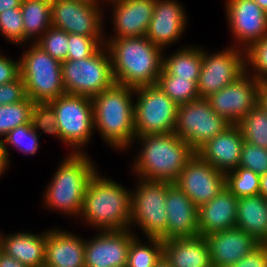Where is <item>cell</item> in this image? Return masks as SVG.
Segmentation results:
<instances>
[{"label":"cell","instance_id":"obj_1","mask_svg":"<svg viewBox=\"0 0 267 267\" xmlns=\"http://www.w3.org/2000/svg\"><path fill=\"white\" fill-rule=\"evenodd\" d=\"M114 82L137 88L156 84L163 65L164 50L146 36L107 38Z\"/></svg>","mask_w":267,"mask_h":267},{"label":"cell","instance_id":"obj_2","mask_svg":"<svg viewBox=\"0 0 267 267\" xmlns=\"http://www.w3.org/2000/svg\"><path fill=\"white\" fill-rule=\"evenodd\" d=\"M142 146L133 163L138 179L174 183L196 153L174 132L136 136ZM138 138V139H137Z\"/></svg>","mask_w":267,"mask_h":267},{"label":"cell","instance_id":"obj_3","mask_svg":"<svg viewBox=\"0 0 267 267\" xmlns=\"http://www.w3.org/2000/svg\"><path fill=\"white\" fill-rule=\"evenodd\" d=\"M133 95L134 88L114 83L91 98L94 129L111 148L125 150L136 137Z\"/></svg>","mask_w":267,"mask_h":267},{"label":"cell","instance_id":"obj_4","mask_svg":"<svg viewBox=\"0 0 267 267\" xmlns=\"http://www.w3.org/2000/svg\"><path fill=\"white\" fill-rule=\"evenodd\" d=\"M80 217L100 231L130 229L131 191L96 172L87 185Z\"/></svg>","mask_w":267,"mask_h":267},{"label":"cell","instance_id":"obj_5","mask_svg":"<svg viewBox=\"0 0 267 267\" xmlns=\"http://www.w3.org/2000/svg\"><path fill=\"white\" fill-rule=\"evenodd\" d=\"M67 156L47 186L44 204L76 218L81 214L87 185L97 170L86 153L71 152Z\"/></svg>","mask_w":267,"mask_h":267},{"label":"cell","instance_id":"obj_6","mask_svg":"<svg viewBox=\"0 0 267 267\" xmlns=\"http://www.w3.org/2000/svg\"><path fill=\"white\" fill-rule=\"evenodd\" d=\"M20 58V76L27 97L36 102H49L65 94L62 63L51 57L35 42Z\"/></svg>","mask_w":267,"mask_h":267},{"label":"cell","instance_id":"obj_7","mask_svg":"<svg viewBox=\"0 0 267 267\" xmlns=\"http://www.w3.org/2000/svg\"><path fill=\"white\" fill-rule=\"evenodd\" d=\"M61 69L67 94L92 98L115 83L111 56L106 45L85 59L78 61L67 59L62 62Z\"/></svg>","mask_w":267,"mask_h":267},{"label":"cell","instance_id":"obj_8","mask_svg":"<svg viewBox=\"0 0 267 267\" xmlns=\"http://www.w3.org/2000/svg\"><path fill=\"white\" fill-rule=\"evenodd\" d=\"M137 184L135 191H131L130 229L136 223L146 238L162 240L167 227L166 196L173 183L140 179Z\"/></svg>","mask_w":267,"mask_h":267},{"label":"cell","instance_id":"obj_9","mask_svg":"<svg viewBox=\"0 0 267 267\" xmlns=\"http://www.w3.org/2000/svg\"><path fill=\"white\" fill-rule=\"evenodd\" d=\"M136 136L174 132L178 105L157 84L134 88Z\"/></svg>","mask_w":267,"mask_h":267},{"label":"cell","instance_id":"obj_10","mask_svg":"<svg viewBox=\"0 0 267 267\" xmlns=\"http://www.w3.org/2000/svg\"><path fill=\"white\" fill-rule=\"evenodd\" d=\"M49 103L56 112L61 141L75 148L72 153H84L82 147L89 144L95 130L92 99L65 93Z\"/></svg>","mask_w":267,"mask_h":267},{"label":"cell","instance_id":"obj_11","mask_svg":"<svg viewBox=\"0 0 267 267\" xmlns=\"http://www.w3.org/2000/svg\"><path fill=\"white\" fill-rule=\"evenodd\" d=\"M230 125L210 106L206 98H198L178 106L174 133L195 152Z\"/></svg>","mask_w":267,"mask_h":267},{"label":"cell","instance_id":"obj_12","mask_svg":"<svg viewBox=\"0 0 267 267\" xmlns=\"http://www.w3.org/2000/svg\"><path fill=\"white\" fill-rule=\"evenodd\" d=\"M202 48V67L197 87L200 98H207L233 83L246 72L245 50L234 47L208 54Z\"/></svg>","mask_w":267,"mask_h":267},{"label":"cell","instance_id":"obj_13","mask_svg":"<svg viewBox=\"0 0 267 267\" xmlns=\"http://www.w3.org/2000/svg\"><path fill=\"white\" fill-rule=\"evenodd\" d=\"M262 86L252 74L245 72L233 83L206 99L219 116L230 124H238L258 105V94Z\"/></svg>","mask_w":267,"mask_h":267},{"label":"cell","instance_id":"obj_14","mask_svg":"<svg viewBox=\"0 0 267 267\" xmlns=\"http://www.w3.org/2000/svg\"><path fill=\"white\" fill-rule=\"evenodd\" d=\"M101 7L76 0H51L52 26L68 34L103 37Z\"/></svg>","mask_w":267,"mask_h":267},{"label":"cell","instance_id":"obj_15","mask_svg":"<svg viewBox=\"0 0 267 267\" xmlns=\"http://www.w3.org/2000/svg\"><path fill=\"white\" fill-rule=\"evenodd\" d=\"M174 183L199 208L225 188V173L215 169L195 153Z\"/></svg>","mask_w":267,"mask_h":267},{"label":"cell","instance_id":"obj_16","mask_svg":"<svg viewBox=\"0 0 267 267\" xmlns=\"http://www.w3.org/2000/svg\"><path fill=\"white\" fill-rule=\"evenodd\" d=\"M225 10L236 47L246 50L267 35V13L254 0H227Z\"/></svg>","mask_w":267,"mask_h":267},{"label":"cell","instance_id":"obj_17","mask_svg":"<svg viewBox=\"0 0 267 267\" xmlns=\"http://www.w3.org/2000/svg\"><path fill=\"white\" fill-rule=\"evenodd\" d=\"M133 229L98 231L85 240V267H126Z\"/></svg>","mask_w":267,"mask_h":267},{"label":"cell","instance_id":"obj_18","mask_svg":"<svg viewBox=\"0 0 267 267\" xmlns=\"http://www.w3.org/2000/svg\"><path fill=\"white\" fill-rule=\"evenodd\" d=\"M185 14L184 7L175 0H155L146 37L162 49L175 43L186 28Z\"/></svg>","mask_w":267,"mask_h":267},{"label":"cell","instance_id":"obj_19","mask_svg":"<svg viewBox=\"0 0 267 267\" xmlns=\"http://www.w3.org/2000/svg\"><path fill=\"white\" fill-rule=\"evenodd\" d=\"M212 267H229L251 253L261 243L238 227L205 236Z\"/></svg>","mask_w":267,"mask_h":267},{"label":"cell","instance_id":"obj_20","mask_svg":"<svg viewBox=\"0 0 267 267\" xmlns=\"http://www.w3.org/2000/svg\"><path fill=\"white\" fill-rule=\"evenodd\" d=\"M165 206L167 227L162 240L199 235L198 207L175 183L168 188Z\"/></svg>","mask_w":267,"mask_h":267},{"label":"cell","instance_id":"obj_21","mask_svg":"<svg viewBox=\"0 0 267 267\" xmlns=\"http://www.w3.org/2000/svg\"><path fill=\"white\" fill-rule=\"evenodd\" d=\"M243 142L240 127L237 124H230L202 145L196 154L215 169L226 173L239 166Z\"/></svg>","mask_w":267,"mask_h":267},{"label":"cell","instance_id":"obj_22","mask_svg":"<svg viewBox=\"0 0 267 267\" xmlns=\"http://www.w3.org/2000/svg\"><path fill=\"white\" fill-rule=\"evenodd\" d=\"M113 5L115 35L110 38L146 36L155 0H108Z\"/></svg>","mask_w":267,"mask_h":267},{"label":"cell","instance_id":"obj_23","mask_svg":"<svg viewBox=\"0 0 267 267\" xmlns=\"http://www.w3.org/2000/svg\"><path fill=\"white\" fill-rule=\"evenodd\" d=\"M238 198L227 188L198 208L199 235L205 237L235 227Z\"/></svg>","mask_w":267,"mask_h":267},{"label":"cell","instance_id":"obj_24","mask_svg":"<svg viewBox=\"0 0 267 267\" xmlns=\"http://www.w3.org/2000/svg\"><path fill=\"white\" fill-rule=\"evenodd\" d=\"M85 241L61 229L46 231L44 267H85Z\"/></svg>","mask_w":267,"mask_h":267},{"label":"cell","instance_id":"obj_25","mask_svg":"<svg viewBox=\"0 0 267 267\" xmlns=\"http://www.w3.org/2000/svg\"><path fill=\"white\" fill-rule=\"evenodd\" d=\"M163 257L172 267H212L209 246L201 235L163 240Z\"/></svg>","mask_w":267,"mask_h":267},{"label":"cell","instance_id":"obj_26","mask_svg":"<svg viewBox=\"0 0 267 267\" xmlns=\"http://www.w3.org/2000/svg\"><path fill=\"white\" fill-rule=\"evenodd\" d=\"M46 231L41 234L19 232L2 236V251L27 267H44Z\"/></svg>","mask_w":267,"mask_h":267},{"label":"cell","instance_id":"obj_27","mask_svg":"<svg viewBox=\"0 0 267 267\" xmlns=\"http://www.w3.org/2000/svg\"><path fill=\"white\" fill-rule=\"evenodd\" d=\"M235 226L267 244V200L260 194L238 198Z\"/></svg>","mask_w":267,"mask_h":267},{"label":"cell","instance_id":"obj_28","mask_svg":"<svg viewBox=\"0 0 267 267\" xmlns=\"http://www.w3.org/2000/svg\"><path fill=\"white\" fill-rule=\"evenodd\" d=\"M202 67V48L201 47H181L167 58L163 57L162 70L169 75L177 78L192 79L196 83Z\"/></svg>","mask_w":267,"mask_h":267},{"label":"cell","instance_id":"obj_29","mask_svg":"<svg viewBox=\"0 0 267 267\" xmlns=\"http://www.w3.org/2000/svg\"><path fill=\"white\" fill-rule=\"evenodd\" d=\"M21 12L28 43L32 39L37 41L52 26L51 0H23Z\"/></svg>","mask_w":267,"mask_h":267},{"label":"cell","instance_id":"obj_30","mask_svg":"<svg viewBox=\"0 0 267 267\" xmlns=\"http://www.w3.org/2000/svg\"><path fill=\"white\" fill-rule=\"evenodd\" d=\"M156 84L178 106L200 98L197 83L192 79L177 78L162 70Z\"/></svg>","mask_w":267,"mask_h":267},{"label":"cell","instance_id":"obj_31","mask_svg":"<svg viewBox=\"0 0 267 267\" xmlns=\"http://www.w3.org/2000/svg\"><path fill=\"white\" fill-rule=\"evenodd\" d=\"M147 239L148 245L142 244L136 236L131 240L126 267H155L161 260L163 240L149 237Z\"/></svg>","mask_w":267,"mask_h":267},{"label":"cell","instance_id":"obj_32","mask_svg":"<svg viewBox=\"0 0 267 267\" xmlns=\"http://www.w3.org/2000/svg\"><path fill=\"white\" fill-rule=\"evenodd\" d=\"M225 187L237 198L259 195L260 175L238 166L225 173Z\"/></svg>","mask_w":267,"mask_h":267},{"label":"cell","instance_id":"obj_33","mask_svg":"<svg viewBox=\"0 0 267 267\" xmlns=\"http://www.w3.org/2000/svg\"><path fill=\"white\" fill-rule=\"evenodd\" d=\"M34 103L27 97L21 102L0 106V140L16 127L30 123Z\"/></svg>","mask_w":267,"mask_h":267},{"label":"cell","instance_id":"obj_34","mask_svg":"<svg viewBox=\"0 0 267 267\" xmlns=\"http://www.w3.org/2000/svg\"><path fill=\"white\" fill-rule=\"evenodd\" d=\"M244 141L267 149V115L257 105L237 124Z\"/></svg>","mask_w":267,"mask_h":267},{"label":"cell","instance_id":"obj_35","mask_svg":"<svg viewBox=\"0 0 267 267\" xmlns=\"http://www.w3.org/2000/svg\"><path fill=\"white\" fill-rule=\"evenodd\" d=\"M3 138L4 140L1 141L3 148L7 152L8 158L9 145L17 148L24 154H31L32 156L35 155L39 149L38 133L33 129L31 122L16 127Z\"/></svg>","mask_w":267,"mask_h":267},{"label":"cell","instance_id":"obj_36","mask_svg":"<svg viewBox=\"0 0 267 267\" xmlns=\"http://www.w3.org/2000/svg\"><path fill=\"white\" fill-rule=\"evenodd\" d=\"M245 63L247 73L253 74L262 84L267 81V35L245 50Z\"/></svg>","mask_w":267,"mask_h":267},{"label":"cell","instance_id":"obj_37","mask_svg":"<svg viewBox=\"0 0 267 267\" xmlns=\"http://www.w3.org/2000/svg\"><path fill=\"white\" fill-rule=\"evenodd\" d=\"M51 57L59 62L67 60L68 33L51 26L37 41H34Z\"/></svg>","mask_w":267,"mask_h":267},{"label":"cell","instance_id":"obj_38","mask_svg":"<svg viewBox=\"0 0 267 267\" xmlns=\"http://www.w3.org/2000/svg\"><path fill=\"white\" fill-rule=\"evenodd\" d=\"M30 122L37 133L41 130L61 140L56 122V112L49 102H36L33 104Z\"/></svg>","mask_w":267,"mask_h":267},{"label":"cell","instance_id":"obj_39","mask_svg":"<svg viewBox=\"0 0 267 267\" xmlns=\"http://www.w3.org/2000/svg\"><path fill=\"white\" fill-rule=\"evenodd\" d=\"M105 45L104 37H88L68 34L67 59L81 60L90 57Z\"/></svg>","mask_w":267,"mask_h":267},{"label":"cell","instance_id":"obj_40","mask_svg":"<svg viewBox=\"0 0 267 267\" xmlns=\"http://www.w3.org/2000/svg\"><path fill=\"white\" fill-rule=\"evenodd\" d=\"M0 32L8 41L25 45L27 41L25 40L21 8H11L0 13Z\"/></svg>","mask_w":267,"mask_h":267},{"label":"cell","instance_id":"obj_41","mask_svg":"<svg viewBox=\"0 0 267 267\" xmlns=\"http://www.w3.org/2000/svg\"><path fill=\"white\" fill-rule=\"evenodd\" d=\"M239 167H244L262 175L267 173V149L244 141Z\"/></svg>","mask_w":267,"mask_h":267},{"label":"cell","instance_id":"obj_42","mask_svg":"<svg viewBox=\"0 0 267 267\" xmlns=\"http://www.w3.org/2000/svg\"><path fill=\"white\" fill-rule=\"evenodd\" d=\"M26 98V88L21 76L12 82L0 84V106L21 102Z\"/></svg>","mask_w":267,"mask_h":267},{"label":"cell","instance_id":"obj_43","mask_svg":"<svg viewBox=\"0 0 267 267\" xmlns=\"http://www.w3.org/2000/svg\"><path fill=\"white\" fill-rule=\"evenodd\" d=\"M229 267H267V244H260L251 253Z\"/></svg>","mask_w":267,"mask_h":267},{"label":"cell","instance_id":"obj_44","mask_svg":"<svg viewBox=\"0 0 267 267\" xmlns=\"http://www.w3.org/2000/svg\"><path fill=\"white\" fill-rule=\"evenodd\" d=\"M0 54V84L14 81L20 76V60H13Z\"/></svg>","mask_w":267,"mask_h":267},{"label":"cell","instance_id":"obj_45","mask_svg":"<svg viewBox=\"0 0 267 267\" xmlns=\"http://www.w3.org/2000/svg\"><path fill=\"white\" fill-rule=\"evenodd\" d=\"M0 267H27V266L20 263L18 260H15L7 253L3 252L1 249Z\"/></svg>","mask_w":267,"mask_h":267},{"label":"cell","instance_id":"obj_46","mask_svg":"<svg viewBox=\"0 0 267 267\" xmlns=\"http://www.w3.org/2000/svg\"><path fill=\"white\" fill-rule=\"evenodd\" d=\"M9 161L10 160L8 158L7 152L3 148L2 141L0 140V177L2 173H4L5 170L7 169Z\"/></svg>","mask_w":267,"mask_h":267},{"label":"cell","instance_id":"obj_47","mask_svg":"<svg viewBox=\"0 0 267 267\" xmlns=\"http://www.w3.org/2000/svg\"><path fill=\"white\" fill-rule=\"evenodd\" d=\"M23 0H0V13L11 8H21Z\"/></svg>","mask_w":267,"mask_h":267},{"label":"cell","instance_id":"obj_48","mask_svg":"<svg viewBox=\"0 0 267 267\" xmlns=\"http://www.w3.org/2000/svg\"><path fill=\"white\" fill-rule=\"evenodd\" d=\"M258 106L267 115V89L262 86L258 94Z\"/></svg>","mask_w":267,"mask_h":267},{"label":"cell","instance_id":"obj_49","mask_svg":"<svg viewBox=\"0 0 267 267\" xmlns=\"http://www.w3.org/2000/svg\"><path fill=\"white\" fill-rule=\"evenodd\" d=\"M259 194L267 200V173L260 175Z\"/></svg>","mask_w":267,"mask_h":267},{"label":"cell","instance_id":"obj_50","mask_svg":"<svg viewBox=\"0 0 267 267\" xmlns=\"http://www.w3.org/2000/svg\"><path fill=\"white\" fill-rule=\"evenodd\" d=\"M78 2H82V3H86V4H90V5H93V6H96V7H100L101 5V2L99 0H76ZM104 2V0H103ZM105 2H108V0H105Z\"/></svg>","mask_w":267,"mask_h":267},{"label":"cell","instance_id":"obj_51","mask_svg":"<svg viewBox=\"0 0 267 267\" xmlns=\"http://www.w3.org/2000/svg\"><path fill=\"white\" fill-rule=\"evenodd\" d=\"M155 267H172V266L164 257H162Z\"/></svg>","mask_w":267,"mask_h":267},{"label":"cell","instance_id":"obj_52","mask_svg":"<svg viewBox=\"0 0 267 267\" xmlns=\"http://www.w3.org/2000/svg\"><path fill=\"white\" fill-rule=\"evenodd\" d=\"M267 13V0H254Z\"/></svg>","mask_w":267,"mask_h":267},{"label":"cell","instance_id":"obj_53","mask_svg":"<svg viewBox=\"0 0 267 267\" xmlns=\"http://www.w3.org/2000/svg\"><path fill=\"white\" fill-rule=\"evenodd\" d=\"M0 233H1V232H0ZM2 236H3V235L0 234V250L2 249V248H1V245H2Z\"/></svg>","mask_w":267,"mask_h":267},{"label":"cell","instance_id":"obj_54","mask_svg":"<svg viewBox=\"0 0 267 267\" xmlns=\"http://www.w3.org/2000/svg\"><path fill=\"white\" fill-rule=\"evenodd\" d=\"M263 86L267 89V81L263 84Z\"/></svg>","mask_w":267,"mask_h":267}]
</instances>
